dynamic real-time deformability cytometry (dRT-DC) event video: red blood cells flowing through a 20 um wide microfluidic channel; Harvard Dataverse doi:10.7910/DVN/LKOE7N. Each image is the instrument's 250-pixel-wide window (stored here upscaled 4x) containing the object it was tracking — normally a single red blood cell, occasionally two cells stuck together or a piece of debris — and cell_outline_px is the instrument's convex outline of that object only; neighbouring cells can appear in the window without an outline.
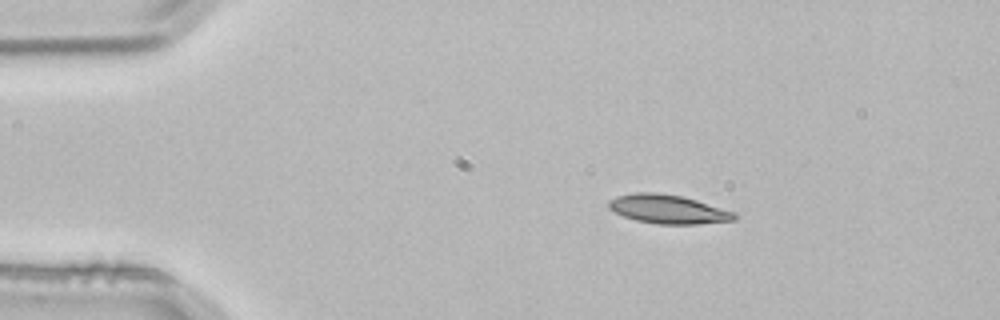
{"species": "common noctule bat (a hibernating species)", "species_latin": "Nyctalus noctula", "temperature_condition": "room temperature", "stored_images_in_passage": 1, "camera_frame_rate_fps": 3000, "um_per_image_px": 0.085, "animal": {"sex": "male", "body_mass_g": 21.5, "forearm_length_mm": 52.0}, "frame": {"image": 1, "passage_image": 1, "time_ms": 0.0, "image_size_px": [1000, 320], "cell_outline_px": [[736, 220], [696, 224], [656, 224], [636, 220], [624, 216], [608, 208], [608, 200], [616, 196], [636, 192], [656, 192], [684, 196], [736, 212]], "centroid_in_image_um": [56.79, 17.77], "position_along_channel_um": 28.2, "area_um2": 21.27}}